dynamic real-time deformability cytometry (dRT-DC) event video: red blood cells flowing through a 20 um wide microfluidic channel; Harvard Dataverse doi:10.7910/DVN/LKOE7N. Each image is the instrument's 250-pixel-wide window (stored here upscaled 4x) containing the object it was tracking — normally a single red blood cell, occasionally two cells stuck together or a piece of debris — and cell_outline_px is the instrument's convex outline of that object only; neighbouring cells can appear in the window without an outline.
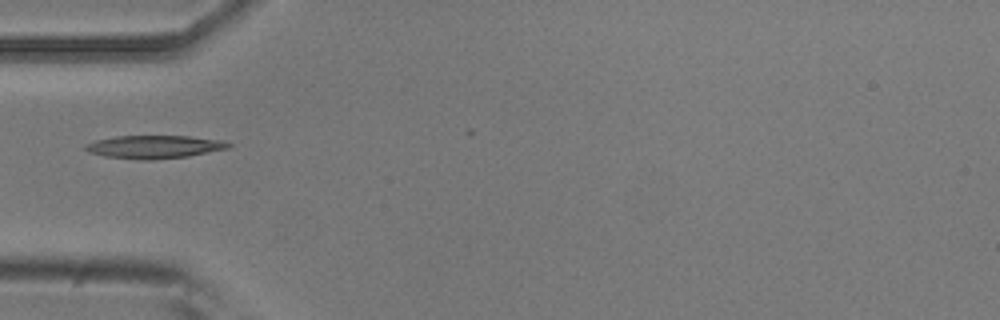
{"species": "common noctule bat (a hibernating species)", "species_latin": "Nyctalus noctula", "temperature_condition": "room temperature", "stored_images_in_passage": 6, "camera_frame_rate_fps": 3000, "um_per_image_px": 0.085, "animal": {"sex": "male", "body_mass_g": 20.5, "forearm_length_mm": 52.5}, "frame": {"image": 1, "passage_image": 5, "time_ms": 1.333, "image_size_px": [1000, 320], "cell_outline_px": [[232, 144], [228, 148], [188, 156], [152, 160], [140, 160], [104, 156], [88, 152], [84, 148], [84, 144], [96, 140], [116, 136], [188, 136], [220, 140]], "centroid_in_image_um": [13.06, 12.48], "position_along_channel_um": 71.9, "area_um2": 19.13}}
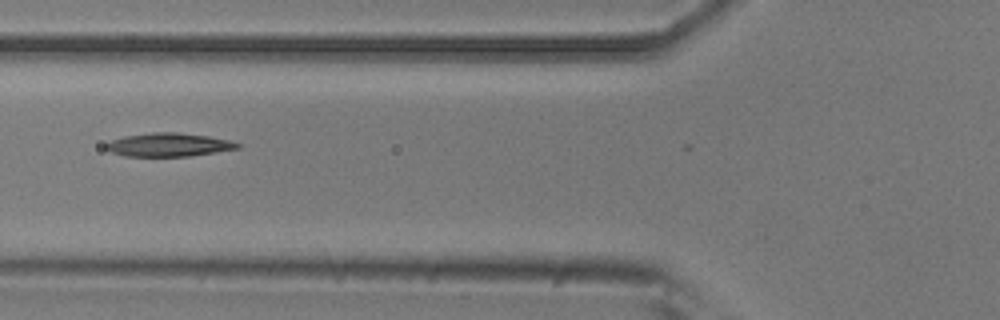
{"frame": {"image": 2, "passage_image": 6, "time_ms": 1.667, "image_size_px": [1000, 320], "cell_outline_px": [[240, 148], [216, 152], [188, 156], [124, 156], [112, 152], [104, 148], [104, 144], [112, 140], [124, 136], [152, 132], [176, 132], [208, 136], [232, 140], [240, 144]], "centroid_in_image_um": [14.33, 12.3], "position_along_channel_um": 111.5, "area_um2": 18.03}}